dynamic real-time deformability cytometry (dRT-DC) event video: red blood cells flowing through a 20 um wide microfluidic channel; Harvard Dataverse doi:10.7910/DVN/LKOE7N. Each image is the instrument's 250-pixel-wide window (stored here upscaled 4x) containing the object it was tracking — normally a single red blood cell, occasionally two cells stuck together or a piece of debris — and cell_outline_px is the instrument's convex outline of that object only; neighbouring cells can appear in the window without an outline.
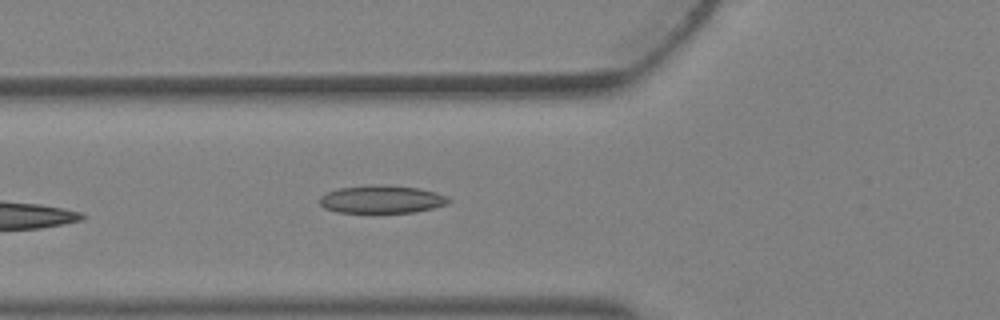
{"species": "Egyptian fruit bat (a non-hibernating species)", "species_latin": "Rousettus aegyptiacus", "temperature_condition": "warm", "stored_images_in_passage": 4, "camera_frame_rate_fps": 3000, "um_per_image_px": 0.085, "animal": {"sex": "female"}, "frame": {"image": 1, "passage_image": 4, "time_ms": 1.0, "image_size_px": [1000, 320], "cell_outline_px": [[452, 200], [448, 204], [432, 208], [412, 212], [336, 212], [324, 208], [320, 204], [320, 196], [328, 192], [340, 188], [372, 184], [420, 188], [436, 192], [448, 196]], "centroid_in_image_um": [32.47, 16.93], "position_along_channel_um": 93.3, "area_um2": 20.87}}